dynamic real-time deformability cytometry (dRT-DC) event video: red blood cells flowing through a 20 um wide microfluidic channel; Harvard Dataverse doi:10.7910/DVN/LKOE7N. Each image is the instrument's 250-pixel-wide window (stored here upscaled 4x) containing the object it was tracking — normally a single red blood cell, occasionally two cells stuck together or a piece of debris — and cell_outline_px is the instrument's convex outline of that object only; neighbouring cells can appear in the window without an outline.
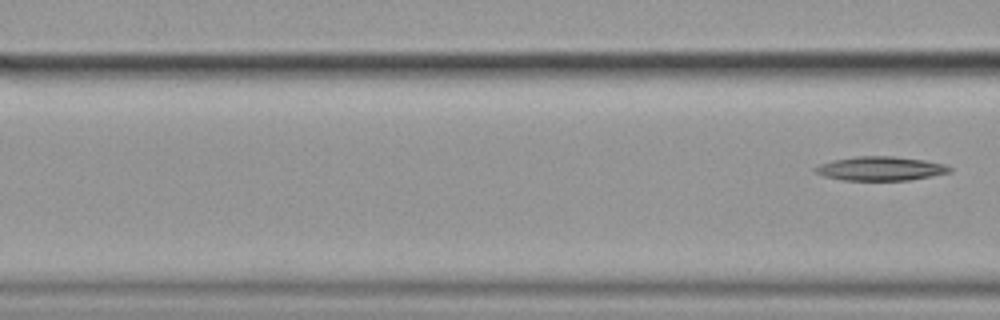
{"species": "common noctule bat (a hibernating species)", "species_latin": "Nyctalus noctula", "temperature_condition": "cold", "stored_images_in_passage": 7, "segment_of_instrument_passage": [2, 2], "camera_frame_rate_fps": 3000, "um_per_image_px": 0.085, "animal": {"sex": "female", "body_mass_g": 19.9}, "frame": {"image": 1, "passage_image": 7, "time_ms": 2.0, "image_size_px": [1000, 320], "cell_outline_px": [[952, 172], [932, 176], [908, 180], [840, 180], [824, 176], [816, 172], [812, 168], [820, 164], [836, 160], [856, 156], [892, 156], [924, 160], [944, 164], [952, 168]], "centroid_in_image_um": [74.86, 14.33], "position_along_channel_um": 91.7, "area_um2": 18.73}}